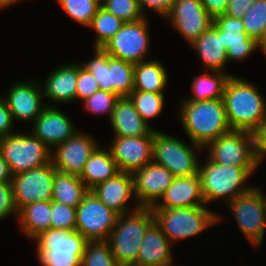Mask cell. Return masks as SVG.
Listing matches in <instances>:
<instances>
[{"mask_svg": "<svg viewBox=\"0 0 266 266\" xmlns=\"http://www.w3.org/2000/svg\"><path fill=\"white\" fill-rule=\"evenodd\" d=\"M91 59L81 64L104 90L127 97L134 89V63L111 57L103 48L94 47Z\"/></svg>", "mask_w": 266, "mask_h": 266, "instance_id": "cell-7", "label": "cell"}, {"mask_svg": "<svg viewBox=\"0 0 266 266\" xmlns=\"http://www.w3.org/2000/svg\"><path fill=\"white\" fill-rule=\"evenodd\" d=\"M155 130L153 136L152 161L166 167L174 177L191 176L199 171V151L203 148ZM197 151V153L195 152Z\"/></svg>", "mask_w": 266, "mask_h": 266, "instance_id": "cell-8", "label": "cell"}, {"mask_svg": "<svg viewBox=\"0 0 266 266\" xmlns=\"http://www.w3.org/2000/svg\"><path fill=\"white\" fill-rule=\"evenodd\" d=\"M118 214L106 207L89 190L76 208V231L88 241H106L112 232Z\"/></svg>", "mask_w": 266, "mask_h": 266, "instance_id": "cell-12", "label": "cell"}, {"mask_svg": "<svg viewBox=\"0 0 266 266\" xmlns=\"http://www.w3.org/2000/svg\"><path fill=\"white\" fill-rule=\"evenodd\" d=\"M88 191L79 176L55 170L52 201L77 208Z\"/></svg>", "mask_w": 266, "mask_h": 266, "instance_id": "cell-31", "label": "cell"}, {"mask_svg": "<svg viewBox=\"0 0 266 266\" xmlns=\"http://www.w3.org/2000/svg\"><path fill=\"white\" fill-rule=\"evenodd\" d=\"M127 97L148 124L150 119L158 117L163 111L164 93L133 90Z\"/></svg>", "mask_w": 266, "mask_h": 266, "instance_id": "cell-34", "label": "cell"}, {"mask_svg": "<svg viewBox=\"0 0 266 266\" xmlns=\"http://www.w3.org/2000/svg\"><path fill=\"white\" fill-rule=\"evenodd\" d=\"M60 7L80 25L89 27L101 6V0H57Z\"/></svg>", "mask_w": 266, "mask_h": 266, "instance_id": "cell-35", "label": "cell"}, {"mask_svg": "<svg viewBox=\"0 0 266 266\" xmlns=\"http://www.w3.org/2000/svg\"><path fill=\"white\" fill-rule=\"evenodd\" d=\"M190 44L208 30L214 19L208 14L201 0H175L164 17Z\"/></svg>", "mask_w": 266, "mask_h": 266, "instance_id": "cell-15", "label": "cell"}, {"mask_svg": "<svg viewBox=\"0 0 266 266\" xmlns=\"http://www.w3.org/2000/svg\"><path fill=\"white\" fill-rule=\"evenodd\" d=\"M51 201H36L18 210L19 226L27 237L33 239L51 228Z\"/></svg>", "mask_w": 266, "mask_h": 266, "instance_id": "cell-29", "label": "cell"}, {"mask_svg": "<svg viewBox=\"0 0 266 266\" xmlns=\"http://www.w3.org/2000/svg\"><path fill=\"white\" fill-rule=\"evenodd\" d=\"M99 146L90 134L78 131L51 152V161L57 171L80 176L88 158Z\"/></svg>", "mask_w": 266, "mask_h": 266, "instance_id": "cell-16", "label": "cell"}, {"mask_svg": "<svg viewBox=\"0 0 266 266\" xmlns=\"http://www.w3.org/2000/svg\"><path fill=\"white\" fill-rule=\"evenodd\" d=\"M255 1L256 0H229L225 14L237 19H242Z\"/></svg>", "mask_w": 266, "mask_h": 266, "instance_id": "cell-46", "label": "cell"}, {"mask_svg": "<svg viewBox=\"0 0 266 266\" xmlns=\"http://www.w3.org/2000/svg\"><path fill=\"white\" fill-rule=\"evenodd\" d=\"M207 158L221 165L258 167L254 155L253 134L243 130H230L210 142Z\"/></svg>", "mask_w": 266, "mask_h": 266, "instance_id": "cell-11", "label": "cell"}, {"mask_svg": "<svg viewBox=\"0 0 266 266\" xmlns=\"http://www.w3.org/2000/svg\"><path fill=\"white\" fill-rule=\"evenodd\" d=\"M12 173L10 171L8 163L4 160L0 152V183L11 182Z\"/></svg>", "mask_w": 266, "mask_h": 266, "instance_id": "cell-48", "label": "cell"}, {"mask_svg": "<svg viewBox=\"0 0 266 266\" xmlns=\"http://www.w3.org/2000/svg\"><path fill=\"white\" fill-rule=\"evenodd\" d=\"M258 167H236L221 165L208 158L207 162L199 163L202 194L205 204L221 199L225 204L236 197L250 191L254 186H246V180Z\"/></svg>", "mask_w": 266, "mask_h": 266, "instance_id": "cell-4", "label": "cell"}, {"mask_svg": "<svg viewBox=\"0 0 266 266\" xmlns=\"http://www.w3.org/2000/svg\"><path fill=\"white\" fill-rule=\"evenodd\" d=\"M16 132L0 138V152L12 175L51 162L52 150L33 134Z\"/></svg>", "mask_w": 266, "mask_h": 266, "instance_id": "cell-9", "label": "cell"}, {"mask_svg": "<svg viewBox=\"0 0 266 266\" xmlns=\"http://www.w3.org/2000/svg\"><path fill=\"white\" fill-rule=\"evenodd\" d=\"M147 16L134 22H125L103 49L117 59L131 63L146 61L149 50V22Z\"/></svg>", "mask_w": 266, "mask_h": 266, "instance_id": "cell-13", "label": "cell"}, {"mask_svg": "<svg viewBox=\"0 0 266 266\" xmlns=\"http://www.w3.org/2000/svg\"><path fill=\"white\" fill-rule=\"evenodd\" d=\"M80 266H120L111 252L109 242L88 241Z\"/></svg>", "mask_w": 266, "mask_h": 266, "instance_id": "cell-36", "label": "cell"}, {"mask_svg": "<svg viewBox=\"0 0 266 266\" xmlns=\"http://www.w3.org/2000/svg\"><path fill=\"white\" fill-rule=\"evenodd\" d=\"M138 2L145 16H147L145 9L150 8L164 18L172 8L175 0H138Z\"/></svg>", "mask_w": 266, "mask_h": 266, "instance_id": "cell-44", "label": "cell"}, {"mask_svg": "<svg viewBox=\"0 0 266 266\" xmlns=\"http://www.w3.org/2000/svg\"><path fill=\"white\" fill-rule=\"evenodd\" d=\"M118 215L108 238L111 252L120 266H137L141 242L148 227L155 221L151 207H140Z\"/></svg>", "mask_w": 266, "mask_h": 266, "instance_id": "cell-3", "label": "cell"}, {"mask_svg": "<svg viewBox=\"0 0 266 266\" xmlns=\"http://www.w3.org/2000/svg\"><path fill=\"white\" fill-rule=\"evenodd\" d=\"M179 120L190 142L205 147L231 129L223 99L183 101Z\"/></svg>", "mask_w": 266, "mask_h": 266, "instance_id": "cell-2", "label": "cell"}, {"mask_svg": "<svg viewBox=\"0 0 266 266\" xmlns=\"http://www.w3.org/2000/svg\"><path fill=\"white\" fill-rule=\"evenodd\" d=\"M211 72V73H210ZM194 77L192 82L193 96L182 101H205L222 99L225 84L232 74L226 72L210 71Z\"/></svg>", "mask_w": 266, "mask_h": 266, "instance_id": "cell-32", "label": "cell"}, {"mask_svg": "<svg viewBox=\"0 0 266 266\" xmlns=\"http://www.w3.org/2000/svg\"><path fill=\"white\" fill-rule=\"evenodd\" d=\"M161 199L151 208L205 206L199 173L191 176L175 177Z\"/></svg>", "mask_w": 266, "mask_h": 266, "instance_id": "cell-22", "label": "cell"}, {"mask_svg": "<svg viewBox=\"0 0 266 266\" xmlns=\"http://www.w3.org/2000/svg\"><path fill=\"white\" fill-rule=\"evenodd\" d=\"M168 83V74L161 61L146 60L134 64V89L163 93Z\"/></svg>", "mask_w": 266, "mask_h": 266, "instance_id": "cell-30", "label": "cell"}, {"mask_svg": "<svg viewBox=\"0 0 266 266\" xmlns=\"http://www.w3.org/2000/svg\"><path fill=\"white\" fill-rule=\"evenodd\" d=\"M254 155L258 166L266 157V120L253 132Z\"/></svg>", "mask_w": 266, "mask_h": 266, "instance_id": "cell-43", "label": "cell"}, {"mask_svg": "<svg viewBox=\"0 0 266 266\" xmlns=\"http://www.w3.org/2000/svg\"><path fill=\"white\" fill-rule=\"evenodd\" d=\"M18 214L13 197L11 182L0 183V221L10 215Z\"/></svg>", "mask_w": 266, "mask_h": 266, "instance_id": "cell-42", "label": "cell"}, {"mask_svg": "<svg viewBox=\"0 0 266 266\" xmlns=\"http://www.w3.org/2000/svg\"><path fill=\"white\" fill-rule=\"evenodd\" d=\"M155 222L173 244L202 233L211 225L221 221L220 214L205 206L182 208H151Z\"/></svg>", "mask_w": 266, "mask_h": 266, "instance_id": "cell-6", "label": "cell"}, {"mask_svg": "<svg viewBox=\"0 0 266 266\" xmlns=\"http://www.w3.org/2000/svg\"><path fill=\"white\" fill-rule=\"evenodd\" d=\"M245 33L257 42L266 27V0H256L242 18Z\"/></svg>", "mask_w": 266, "mask_h": 266, "instance_id": "cell-37", "label": "cell"}, {"mask_svg": "<svg viewBox=\"0 0 266 266\" xmlns=\"http://www.w3.org/2000/svg\"><path fill=\"white\" fill-rule=\"evenodd\" d=\"M109 149L119 171L133 174L152 162L153 136H114Z\"/></svg>", "mask_w": 266, "mask_h": 266, "instance_id": "cell-19", "label": "cell"}, {"mask_svg": "<svg viewBox=\"0 0 266 266\" xmlns=\"http://www.w3.org/2000/svg\"><path fill=\"white\" fill-rule=\"evenodd\" d=\"M110 123L114 136H154L156 130L141 117L128 97L116 101Z\"/></svg>", "mask_w": 266, "mask_h": 266, "instance_id": "cell-24", "label": "cell"}, {"mask_svg": "<svg viewBox=\"0 0 266 266\" xmlns=\"http://www.w3.org/2000/svg\"><path fill=\"white\" fill-rule=\"evenodd\" d=\"M258 49H262L263 53L266 55V27L262 37L258 41Z\"/></svg>", "mask_w": 266, "mask_h": 266, "instance_id": "cell-49", "label": "cell"}, {"mask_svg": "<svg viewBox=\"0 0 266 266\" xmlns=\"http://www.w3.org/2000/svg\"><path fill=\"white\" fill-rule=\"evenodd\" d=\"M101 6L124 22L143 19L138 0H101Z\"/></svg>", "mask_w": 266, "mask_h": 266, "instance_id": "cell-38", "label": "cell"}, {"mask_svg": "<svg viewBox=\"0 0 266 266\" xmlns=\"http://www.w3.org/2000/svg\"><path fill=\"white\" fill-rule=\"evenodd\" d=\"M22 0H0V9H6L11 5H14L16 2L19 3Z\"/></svg>", "mask_w": 266, "mask_h": 266, "instance_id": "cell-50", "label": "cell"}, {"mask_svg": "<svg viewBox=\"0 0 266 266\" xmlns=\"http://www.w3.org/2000/svg\"><path fill=\"white\" fill-rule=\"evenodd\" d=\"M253 187L227 203L242 234L256 248L264 239L266 229V196Z\"/></svg>", "mask_w": 266, "mask_h": 266, "instance_id": "cell-10", "label": "cell"}, {"mask_svg": "<svg viewBox=\"0 0 266 266\" xmlns=\"http://www.w3.org/2000/svg\"><path fill=\"white\" fill-rule=\"evenodd\" d=\"M52 161L44 166L12 175V189L16 209L36 201H52L55 176Z\"/></svg>", "mask_w": 266, "mask_h": 266, "instance_id": "cell-14", "label": "cell"}, {"mask_svg": "<svg viewBox=\"0 0 266 266\" xmlns=\"http://www.w3.org/2000/svg\"><path fill=\"white\" fill-rule=\"evenodd\" d=\"M124 23L123 20L100 6L89 26L92 30L94 29V31H96L93 48H103L105 44L122 28Z\"/></svg>", "mask_w": 266, "mask_h": 266, "instance_id": "cell-33", "label": "cell"}, {"mask_svg": "<svg viewBox=\"0 0 266 266\" xmlns=\"http://www.w3.org/2000/svg\"><path fill=\"white\" fill-rule=\"evenodd\" d=\"M47 106L35 119L32 133L51 150L73 137L78 131L70 118L60 109Z\"/></svg>", "mask_w": 266, "mask_h": 266, "instance_id": "cell-20", "label": "cell"}, {"mask_svg": "<svg viewBox=\"0 0 266 266\" xmlns=\"http://www.w3.org/2000/svg\"><path fill=\"white\" fill-rule=\"evenodd\" d=\"M208 14L214 19L216 16L225 14L229 0H201Z\"/></svg>", "mask_w": 266, "mask_h": 266, "instance_id": "cell-47", "label": "cell"}, {"mask_svg": "<svg viewBox=\"0 0 266 266\" xmlns=\"http://www.w3.org/2000/svg\"><path fill=\"white\" fill-rule=\"evenodd\" d=\"M13 124V117L5 100L0 98V138L16 133L13 132Z\"/></svg>", "mask_w": 266, "mask_h": 266, "instance_id": "cell-45", "label": "cell"}, {"mask_svg": "<svg viewBox=\"0 0 266 266\" xmlns=\"http://www.w3.org/2000/svg\"><path fill=\"white\" fill-rule=\"evenodd\" d=\"M4 97L7 107L9 108L13 121L31 122L40 115L49 103H42L44 95L42 86L36 80L15 82L11 85Z\"/></svg>", "mask_w": 266, "mask_h": 266, "instance_id": "cell-17", "label": "cell"}, {"mask_svg": "<svg viewBox=\"0 0 266 266\" xmlns=\"http://www.w3.org/2000/svg\"><path fill=\"white\" fill-rule=\"evenodd\" d=\"M171 245L161 227L154 221L141 242L137 266H172Z\"/></svg>", "mask_w": 266, "mask_h": 266, "instance_id": "cell-25", "label": "cell"}, {"mask_svg": "<svg viewBox=\"0 0 266 266\" xmlns=\"http://www.w3.org/2000/svg\"><path fill=\"white\" fill-rule=\"evenodd\" d=\"M222 99L232 130L252 133L266 120V100L252 82L230 76Z\"/></svg>", "mask_w": 266, "mask_h": 266, "instance_id": "cell-1", "label": "cell"}, {"mask_svg": "<svg viewBox=\"0 0 266 266\" xmlns=\"http://www.w3.org/2000/svg\"><path fill=\"white\" fill-rule=\"evenodd\" d=\"M134 178V203L140 207H152L161 200L166 189L172 184L174 176L164 166L155 162L136 170Z\"/></svg>", "mask_w": 266, "mask_h": 266, "instance_id": "cell-18", "label": "cell"}, {"mask_svg": "<svg viewBox=\"0 0 266 266\" xmlns=\"http://www.w3.org/2000/svg\"><path fill=\"white\" fill-rule=\"evenodd\" d=\"M79 65L63 64L50 73L42 88L44 97L53 103H71L76 101V83Z\"/></svg>", "mask_w": 266, "mask_h": 266, "instance_id": "cell-26", "label": "cell"}, {"mask_svg": "<svg viewBox=\"0 0 266 266\" xmlns=\"http://www.w3.org/2000/svg\"><path fill=\"white\" fill-rule=\"evenodd\" d=\"M91 191L106 207L118 215L132 211L127 206L129 199L132 196L135 198L134 178L131 173L120 171L114 177L96 185Z\"/></svg>", "mask_w": 266, "mask_h": 266, "instance_id": "cell-23", "label": "cell"}, {"mask_svg": "<svg viewBox=\"0 0 266 266\" xmlns=\"http://www.w3.org/2000/svg\"><path fill=\"white\" fill-rule=\"evenodd\" d=\"M120 97L104 90H98L91 97L83 100V105L87 111L93 114L108 115L110 121L116 101Z\"/></svg>", "mask_w": 266, "mask_h": 266, "instance_id": "cell-39", "label": "cell"}, {"mask_svg": "<svg viewBox=\"0 0 266 266\" xmlns=\"http://www.w3.org/2000/svg\"><path fill=\"white\" fill-rule=\"evenodd\" d=\"M100 90L95 77L79 64V72L76 83V100L83 101Z\"/></svg>", "mask_w": 266, "mask_h": 266, "instance_id": "cell-41", "label": "cell"}, {"mask_svg": "<svg viewBox=\"0 0 266 266\" xmlns=\"http://www.w3.org/2000/svg\"><path fill=\"white\" fill-rule=\"evenodd\" d=\"M214 24L222 31L228 62L244 60L258 49V42L245 33L242 19L221 14L214 18Z\"/></svg>", "mask_w": 266, "mask_h": 266, "instance_id": "cell-21", "label": "cell"}, {"mask_svg": "<svg viewBox=\"0 0 266 266\" xmlns=\"http://www.w3.org/2000/svg\"><path fill=\"white\" fill-rule=\"evenodd\" d=\"M51 228L76 230V208L51 201Z\"/></svg>", "mask_w": 266, "mask_h": 266, "instance_id": "cell-40", "label": "cell"}, {"mask_svg": "<svg viewBox=\"0 0 266 266\" xmlns=\"http://www.w3.org/2000/svg\"><path fill=\"white\" fill-rule=\"evenodd\" d=\"M100 147L99 145L88 158L79 176L89 190L120 172L110 149Z\"/></svg>", "mask_w": 266, "mask_h": 266, "instance_id": "cell-28", "label": "cell"}, {"mask_svg": "<svg viewBox=\"0 0 266 266\" xmlns=\"http://www.w3.org/2000/svg\"><path fill=\"white\" fill-rule=\"evenodd\" d=\"M190 47L201 59L205 70L224 72V66L228 63L227 50L223 47L222 31L214 23Z\"/></svg>", "mask_w": 266, "mask_h": 266, "instance_id": "cell-27", "label": "cell"}, {"mask_svg": "<svg viewBox=\"0 0 266 266\" xmlns=\"http://www.w3.org/2000/svg\"><path fill=\"white\" fill-rule=\"evenodd\" d=\"M32 240L42 266H80L88 240L76 230L50 228Z\"/></svg>", "mask_w": 266, "mask_h": 266, "instance_id": "cell-5", "label": "cell"}]
</instances>
